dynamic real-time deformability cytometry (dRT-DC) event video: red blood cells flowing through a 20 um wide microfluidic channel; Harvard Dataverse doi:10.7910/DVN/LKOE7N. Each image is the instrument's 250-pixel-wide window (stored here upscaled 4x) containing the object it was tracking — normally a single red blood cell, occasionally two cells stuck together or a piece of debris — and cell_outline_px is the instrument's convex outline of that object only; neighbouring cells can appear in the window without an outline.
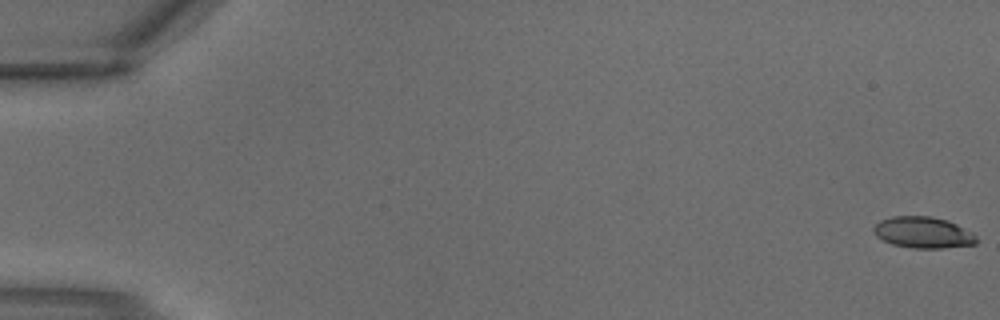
{"species": "common noctule bat (a hibernating species)", "species_latin": "Nyctalus noctula", "temperature_condition": "warm", "stored_images_in_passage": 3, "camera_frame_rate_fps": 3000, "um_per_image_px": 0.085, "animal": {"sex": "male", "body_mass_g": 18.8}, "frame": {"image": 1, "passage_image": 1, "time_ms": 0.0, "image_size_px": [1000, 320], "cell_outline_px": [[976, 244], [944, 248], [912, 248], [892, 244], [876, 236], [872, 228], [880, 220], [892, 216], [932, 216], [948, 220], [972, 232], [976, 236]], "centroid_in_image_um": [78.46, 19.75], "position_along_channel_um": 6.5, "area_um2": 18.79}}
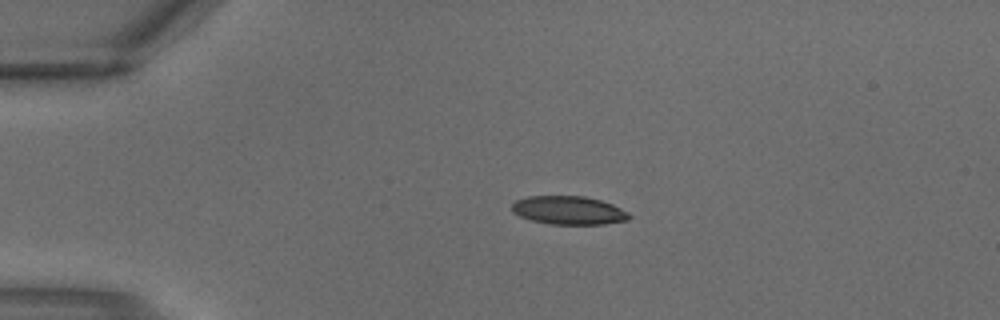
{"frame": {"image": 2, "passage_image": 3, "time_ms": 0.667, "image_size_px": [1000, 320], "cell_outline_px": [[632, 216], [628, 220], [604, 224], [548, 224], [532, 220], [520, 216], [512, 212], [512, 204], [516, 200], [528, 196], [584, 196], [600, 200], [612, 204], [628, 212]], "centroid_in_image_um": [48.34, 17.88], "position_along_channel_um": 36.7, "area_um2": 19.42}}